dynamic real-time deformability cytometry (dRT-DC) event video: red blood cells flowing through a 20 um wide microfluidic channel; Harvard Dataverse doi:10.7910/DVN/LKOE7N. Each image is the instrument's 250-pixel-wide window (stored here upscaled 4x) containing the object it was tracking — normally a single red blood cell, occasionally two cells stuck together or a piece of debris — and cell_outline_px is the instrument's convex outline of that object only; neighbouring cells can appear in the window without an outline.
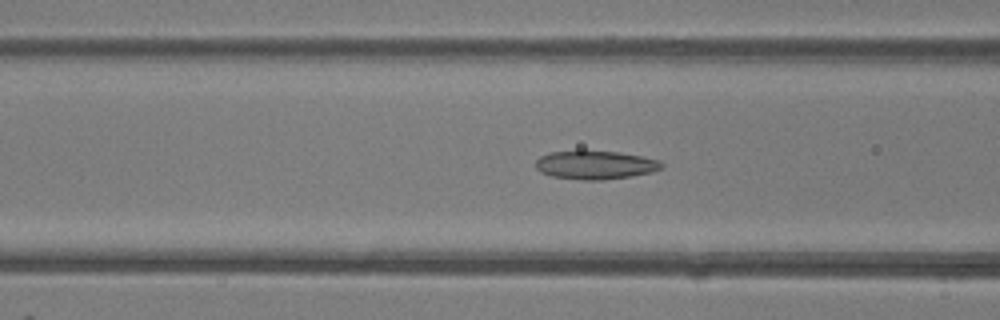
{"species": "common noctule bat (a hibernating species)", "species_latin": "Nyctalus noctula", "temperature_condition": "room temperature", "stored_images_in_passage": 50, "camera_frame_rate_fps": 3000, "um_per_image_px": 0.085, "animal": {"sex": "female"}, "frame": {"image": 1, "passage_image": 20, "time_ms": 6.333, "image_size_px": [1000, 320], "cell_outline_px": [[664, 168], [652, 172], [632, 176], [604, 180], [584, 180], [552, 176], [540, 172], [536, 168], [536, 160], [540, 156], [548, 152], [620, 152], [660, 160], [664, 164]], "centroid_in_image_um": [50.64, 14.04], "position_along_channel_um": 116.0, "area_um2": 20.75}}
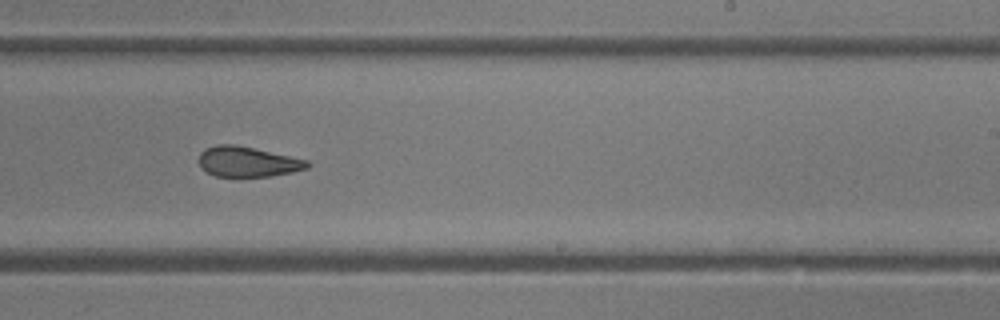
{"frame": {"image": 2, "passage_image": 31, "time_ms": 10.0, "image_size_px": [1000, 320], "cell_outline_px": [[312, 164], [308, 168], [292, 172], [268, 176], [216, 176], [200, 168], [200, 152], [204, 148], [216, 144], [236, 144], [308, 160]], "centroid_in_image_um": [21.05, 13.73], "position_along_channel_um": 268.0, "area_um2": 19.07}}
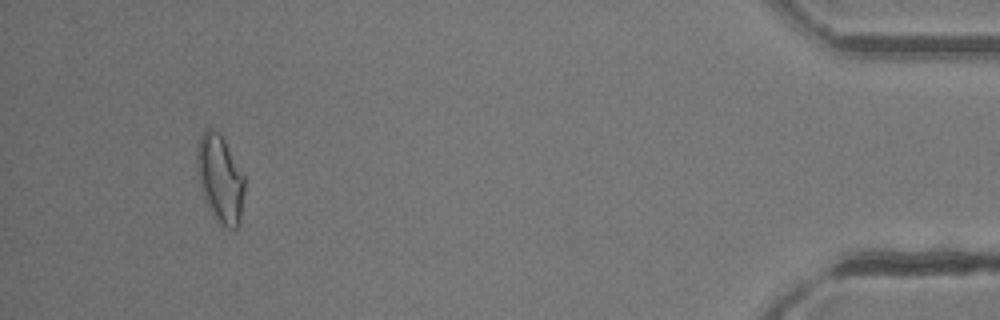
{"frame": {"image": 3, "passage_image": 47, "time_ms": 15.333, "image_size_px": [1000, 320], "cell_outline_px": [[244, 192], [240, 224], [236, 228], [224, 228], [220, 224], [204, 200], [196, 164], [196, 156], [200, 136], [208, 128], [212, 128], [224, 140], [244, 176]], "centroid_in_image_um": [18.72, 15.23], "position_along_channel_um": 416.5, "area_um2": 23.87}, "authors_computed_cell_mechanics": {"area_um2": 21.5594, "velocity_mm_per_s": 4.1417, "shape_relaxation_time_tau1_ms": null, "shape_relaxation_time_tau2_ms": 2.8441, "deformation_change_tau1": null, "deformation_change_tau2": 0.117}}